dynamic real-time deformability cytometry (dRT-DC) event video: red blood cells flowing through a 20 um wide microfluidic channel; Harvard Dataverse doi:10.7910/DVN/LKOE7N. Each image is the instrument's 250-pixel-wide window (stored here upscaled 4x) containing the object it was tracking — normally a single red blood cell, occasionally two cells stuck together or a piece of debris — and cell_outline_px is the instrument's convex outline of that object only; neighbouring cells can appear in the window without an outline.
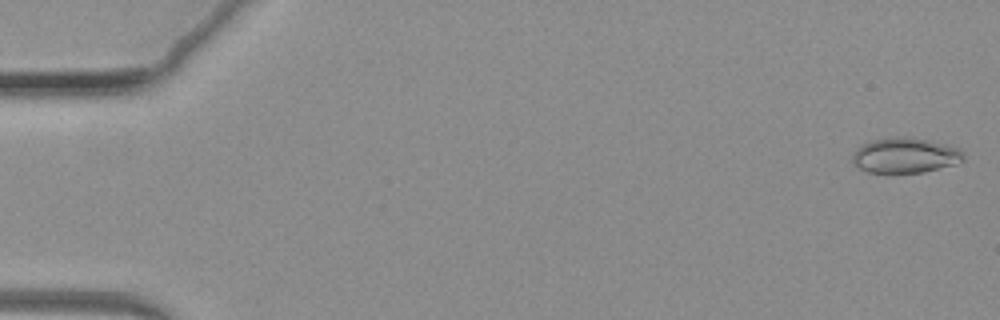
{"species": "common noctule bat (a hibernating species)", "species_latin": "Nyctalus noctula", "temperature_condition": "warm", "stored_images_in_passage": 69, "camera_frame_rate_fps": 3000, "um_per_image_px": 0.085, "animal": {"sex": "female", "body_mass_g": 19.3, "forearm_length_mm": 54.1}, "frame": {"image": 1, "passage_image": 2, "time_ms": 0.333, "image_size_px": [1000, 320], "cell_outline_px": [[964, 160], [956, 164], [924, 172], [868, 172], [860, 168], [852, 160], [852, 152], [856, 148], [872, 140], [892, 136], [912, 136], [960, 148], [964, 152]], "centroid_in_image_um": [76.96, 13.18], "position_along_channel_um": 8.0, "area_um2": 22.95}}
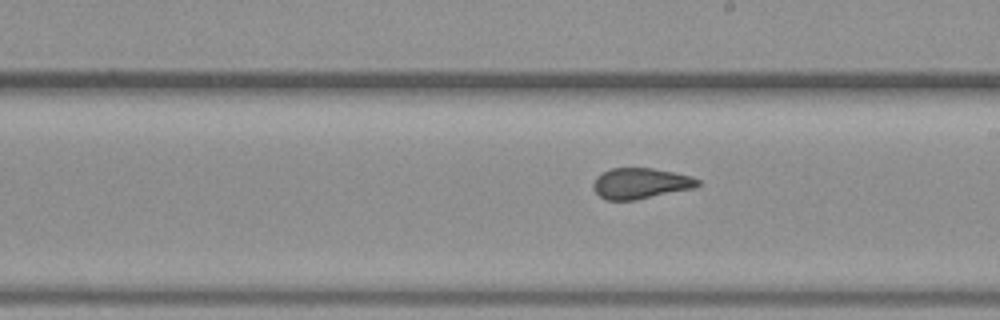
{"frame": {"image": 2, "passage_image": 40, "time_ms": 13.0, "image_size_px": [1000, 320], "cell_outline_px": [[700, 184], [696, 188], [636, 200], [604, 200], [592, 188], [592, 184], [596, 176], [612, 168], [652, 168], [692, 176], [700, 180]], "centroid_in_image_um": [54.46, 15.6], "position_along_channel_um": 234.5, "area_um2": 18.9}}
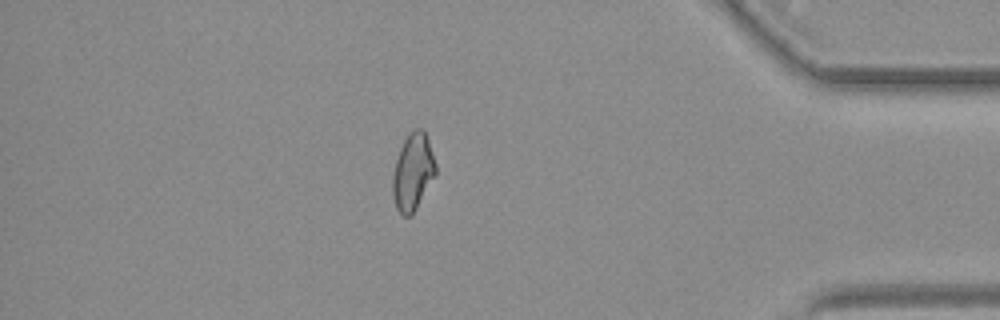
{"frame": {"image": 3, "passage_image": 60, "time_ms": 19.667, "image_size_px": [1000, 320], "cell_outline_px": [[436, 172], [412, 216], [404, 216], [396, 208], [392, 192], [392, 176], [396, 160], [400, 148], [408, 132], [412, 128], [424, 128], [436, 164]], "centroid_in_image_um": [35.08, 14.58], "position_along_channel_um": 400.1, "area_um2": 19.25}}